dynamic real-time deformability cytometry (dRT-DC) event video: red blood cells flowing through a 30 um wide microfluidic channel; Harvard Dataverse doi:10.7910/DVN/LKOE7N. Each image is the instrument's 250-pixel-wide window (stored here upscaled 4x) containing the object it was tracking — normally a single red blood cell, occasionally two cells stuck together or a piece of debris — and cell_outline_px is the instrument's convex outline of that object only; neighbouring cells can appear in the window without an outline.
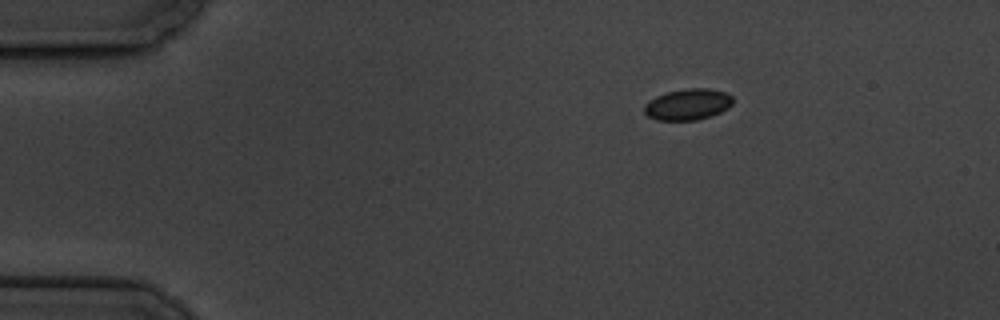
{"species": "common noctule bat (a hibernating species)", "species_latin": "Nyctalus noctula", "temperature_condition": "cold", "stored_images_in_passage": 3, "camera_frame_rate_fps": 3000, "um_per_image_px": 0.085, "animal": {"sex": "male", "body_mass_g": 19.5, "forearm_length_mm": 54.6}, "frame": {"image": 1, "passage_image": 1, "time_ms": 0.0, "image_size_px": [1000, 320], "cell_outline_px": [[732, 104], [728, 108], [712, 116], [696, 120], [656, 120], [648, 116], [644, 112], [644, 104], [648, 100], [656, 96], [668, 92], [688, 88], [708, 88], [724, 92], [732, 96]], "centroid_in_image_um": [58.45, 8.88], "position_along_channel_um": 26.6, "area_um2": 16.13}}